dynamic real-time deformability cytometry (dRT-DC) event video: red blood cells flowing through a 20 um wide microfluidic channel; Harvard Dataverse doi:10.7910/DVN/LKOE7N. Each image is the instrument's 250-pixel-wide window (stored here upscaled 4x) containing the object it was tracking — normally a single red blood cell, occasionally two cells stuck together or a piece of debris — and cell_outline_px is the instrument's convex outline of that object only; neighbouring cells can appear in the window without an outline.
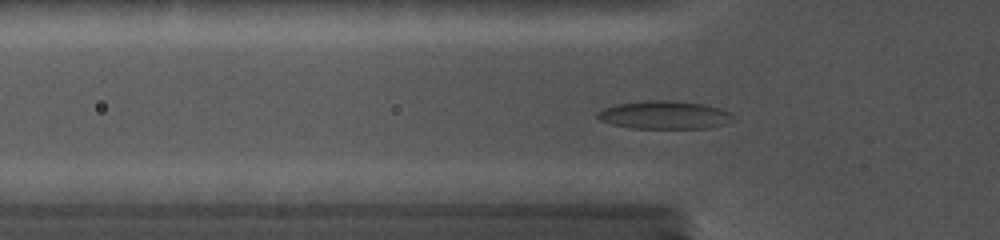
{"species": "common noctule bat (a hibernating species)", "species_latin": "Nyctalus noctula", "temperature_condition": "cold", "stored_images_in_passage": 100, "camera_frame_rate_fps": 5000, "um_per_image_px": 0.085, "animal": {"sex": "female", "body_mass_g": 19.0, "forearm_length_mm": 56.7}, "frame": {"image": 1, "passage_image": 30, "time_ms": 4.6, "image_size_px": [1000, 240], "cell_outline_px": [[732, 116], [728, 124], [708, 128], [632, 128], [612, 124], [600, 120], [596, 116], [596, 112], [604, 108], [616, 104], [648, 100], [668, 100], [700, 104], [716, 108], [728, 112]], "centroid_in_image_um": [56.41, 9.78], "position_along_channel_um": 69.4, "area_um2": 21.91}}
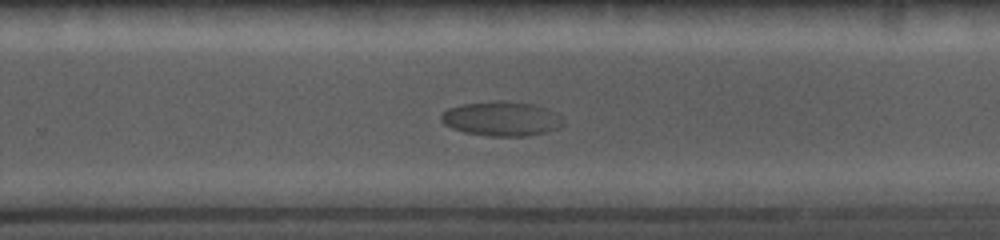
{"frame": {"image": 2, "passage_image": 71, "time_ms": 10.8, "image_size_px": [1000, 240], "cell_outline_px": [[564, 124], [556, 128], [544, 132], [528, 136], [488, 136], [464, 132], [452, 128], [444, 124], [440, 120], [440, 116], [448, 108], [464, 104], [532, 104], [544, 108], [564, 116]], "centroid_in_image_um": [42.64, 10.15], "position_along_channel_um": 287.2, "area_um2": 23.47}}
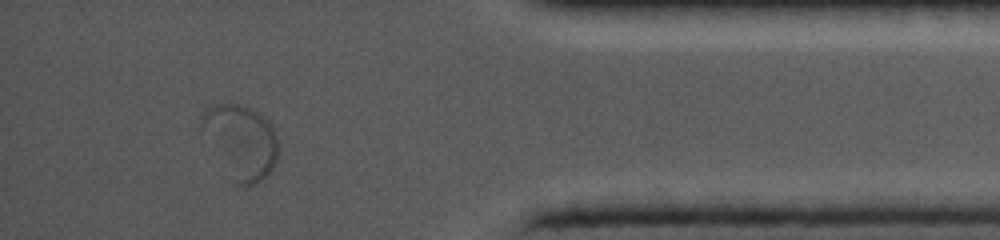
{"frame": {"image": 3, "passage_image": 98, "time_ms": 15.0, "image_size_px": [1000, 240], "cell_outline_px": [[276, 160], [272, 168], [260, 180], [252, 184], [236, 184], [232, 180], [200, 140], [200, 116], [208, 108], [216, 104], [244, 104], [256, 108], [268, 120], [276, 132]], "centroid_in_image_um": [20.35, 11.99], "position_along_channel_um": 414.8, "area_um2": 33.87}}